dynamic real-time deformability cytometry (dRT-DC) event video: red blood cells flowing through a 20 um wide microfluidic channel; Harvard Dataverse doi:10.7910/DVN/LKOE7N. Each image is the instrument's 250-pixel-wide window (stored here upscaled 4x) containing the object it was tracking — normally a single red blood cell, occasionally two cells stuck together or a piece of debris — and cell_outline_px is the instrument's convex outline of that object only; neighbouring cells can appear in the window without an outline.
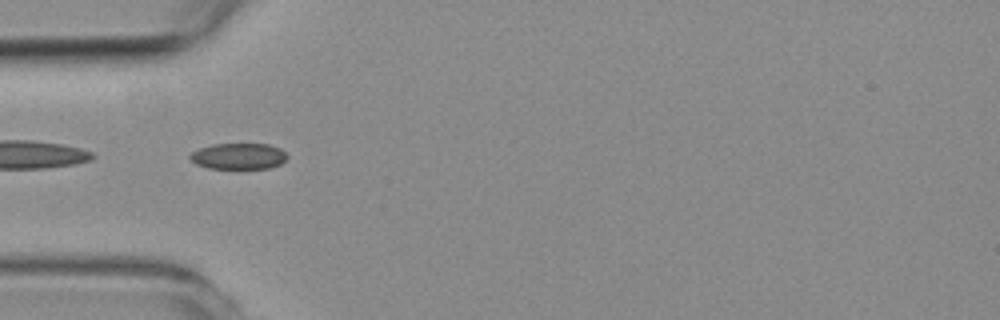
{"species": "common noctule bat (a hibernating species)", "species_latin": "Nyctalus noctula", "temperature_condition": "room temperature", "stored_images_in_passage": 40, "camera_frame_rate_fps": 3000, "um_per_image_px": 0.085, "animal": {"sex": "female", "body_mass_g": 19.3, "forearm_length_mm": 54.1}, "frame": {"image": 1, "passage_image": 2, "time_ms": 0.333, "image_size_px": [1000, 320], "cell_outline_px": [[288, 156], [280, 164], [268, 168], [208, 168], [196, 164], [188, 156], [192, 152], [200, 148], [212, 144], [268, 144], [280, 148]], "centroid_in_image_um": [20.27, 13.27], "position_along_channel_um": 64.7, "area_um2": 14.62}}
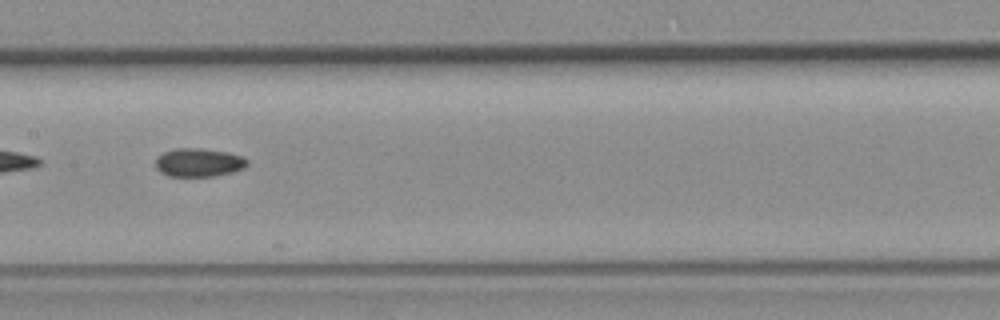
{"frame": {"image": 2, "passage_image": 12, "time_ms": 3.667, "image_size_px": [1000, 320], "cell_outline_px": [[248, 164], [244, 168], [232, 172], [216, 176], [168, 176], [160, 172], [156, 168], [156, 156], [164, 152], [176, 148], [200, 148], [228, 152], [240, 156], [248, 160]], "centroid_in_image_um": [16.88, 13.81], "position_along_channel_um": 190.5, "area_um2": 15.26}}
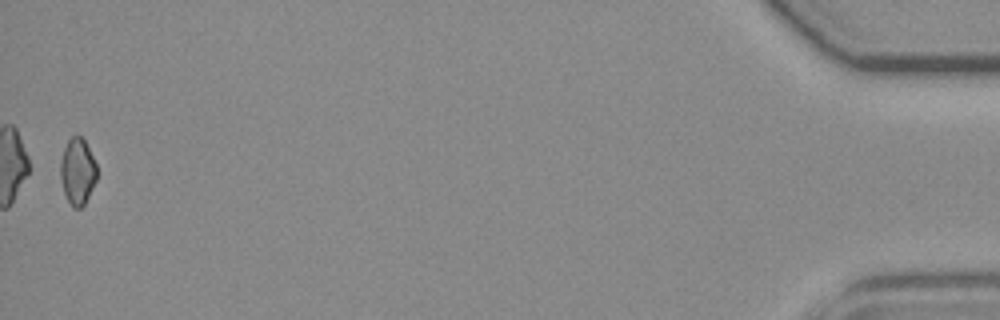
{"frame": {"image": 3, "passage_image": 39, "time_ms": 12.667, "image_size_px": [1000, 320], "cell_outline_px": [[96, 180], [84, 204], [80, 208], [72, 208], [64, 192], [60, 180], [60, 164], [64, 148], [68, 140], [72, 136], [80, 136], [84, 140], [96, 164]], "centroid_in_image_um": [6.57, 14.58], "position_along_channel_um": 428.6, "area_um2": 13.87}, "authors_computed_cell_mechanics": {"area_um2": 14.9413, "velocity_mm_per_s": 3.7594, "shape_relaxation_time_tau1_ms": null, "shape_relaxation_time_tau2_ms": 6.9154, "deformation_change_tau1": null, "deformation_change_tau2": 0.1027}}